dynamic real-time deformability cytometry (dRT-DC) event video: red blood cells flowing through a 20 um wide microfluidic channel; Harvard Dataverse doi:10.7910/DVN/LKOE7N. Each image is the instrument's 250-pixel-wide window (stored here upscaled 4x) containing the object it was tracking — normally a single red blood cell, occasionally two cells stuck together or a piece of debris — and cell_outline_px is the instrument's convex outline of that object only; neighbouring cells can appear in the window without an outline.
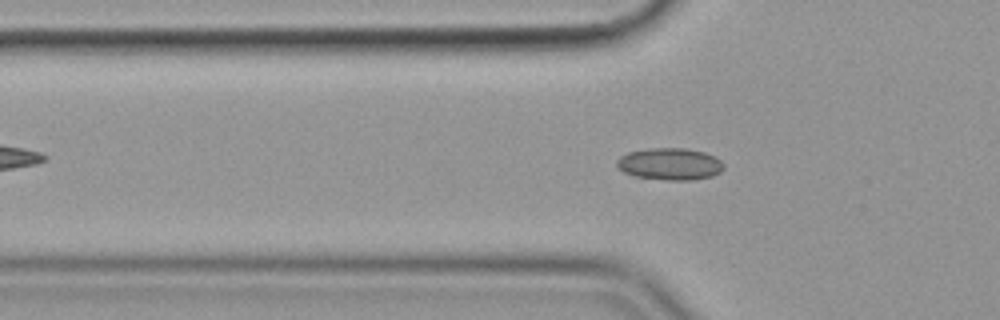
{"species": "common noctule bat (a hibernating species)", "species_latin": "Nyctalus noctula", "temperature_condition": "cold", "stored_images_in_passage": 55, "camera_frame_rate_fps": 3000, "um_per_image_px": 0.085, "animal": {"sex": "female", "body_mass_g": 19.9}, "frame": {"image": 1, "passage_image": 18, "time_ms": 5.667, "image_size_px": [1000, 320], "cell_outline_px": [[724, 168], [720, 172], [712, 176], [692, 180], [668, 180], [632, 176], [616, 168], [616, 160], [620, 156], [628, 152], [652, 148], [684, 148], [704, 152], [720, 160], [724, 164]], "centroid_in_image_um": [56.91, 13.94], "position_along_channel_um": 68.9, "area_um2": 20.0}}
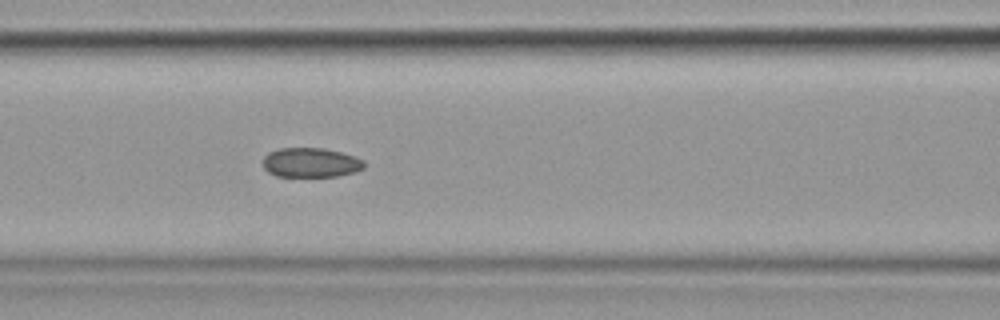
{"frame": {"image": 2, "passage_image": 24, "time_ms": 7.667, "image_size_px": [1000, 320], "cell_outline_px": [[364, 168], [356, 172], [336, 176], [276, 176], [268, 172], [264, 168], [264, 156], [268, 152], [280, 148], [324, 148], [340, 152], [364, 160]], "centroid_in_image_um": [26.41, 13.82], "position_along_channel_um": 140.2, "area_um2": 17.34}}
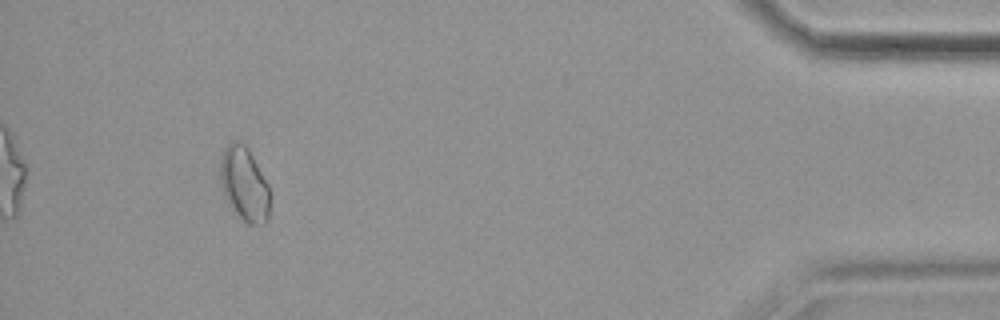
{"frame": {"image": 3, "passage_image": 52, "time_ms": 17.0, "image_size_px": [1000, 320], "cell_outline_px": [[268, 220], [260, 224], [248, 224], [240, 216], [224, 196], [220, 180], [220, 160], [224, 148], [232, 140], [240, 140], [248, 148], [268, 184]], "centroid_in_image_um": [20.74, 15.58], "position_along_channel_um": 414.5, "area_um2": 21.04}}